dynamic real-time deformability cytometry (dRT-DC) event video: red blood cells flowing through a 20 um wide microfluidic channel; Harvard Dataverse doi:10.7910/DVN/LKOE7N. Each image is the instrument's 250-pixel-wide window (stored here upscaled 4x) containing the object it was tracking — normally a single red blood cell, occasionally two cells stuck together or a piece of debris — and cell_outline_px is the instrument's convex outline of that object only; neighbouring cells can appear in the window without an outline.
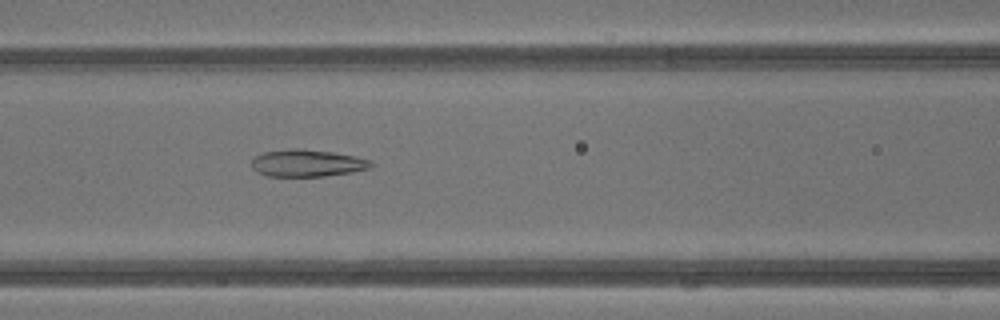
{"species": "common noctule bat (a hibernating species)", "species_latin": "Nyctalus noctula", "temperature_condition": "warm", "stored_images_in_passage": 38, "camera_frame_rate_fps": 3000, "um_per_image_px": 0.085, "animal": {"sex": "male", "body_mass_g": 13.3}, "frame": {"image": 1, "passage_image": 14, "time_ms": 4.333, "image_size_px": [1000, 320], "cell_outline_px": [[376, 164], [372, 168], [352, 172], [324, 176], [268, 176], [256, 172], [252, 168], [252, 160], [256, 156], [264, 152], [288, 148], [300, 148], [332, 152], [356, 156], [372, 160]], "centroid_in_image_um": [26.16, 13.86], "position_along_channel_um": 140.4, "area_um2": 19.13}}
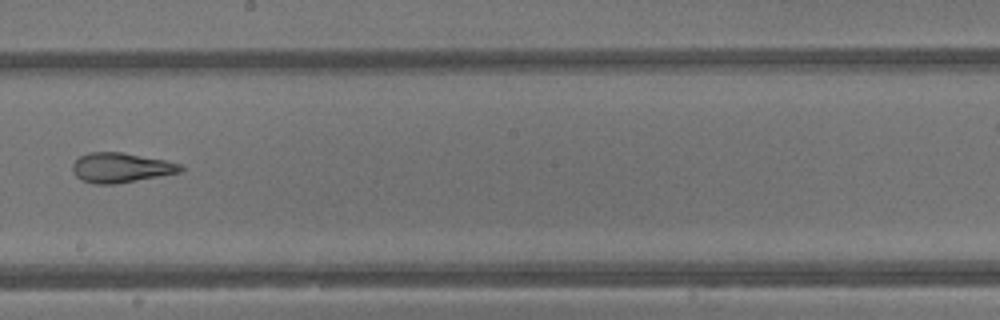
{"frame": {"image": 2, "passage_image": 20, "time_ms": 6.333, "image_size_px": [1000, 320], "cell_outline_px": [[184, 168], [180, 172], [116, 184], [92, 184], [80, 180], [72, 172], [72, 164], [80, 156], [88, 152], [120, 152], [164, 160], [184, 164]], "centroid_in_image_um": [10.25, 14.26], "position_along_channel_um": 238.0, "area_um2": 18.79}}
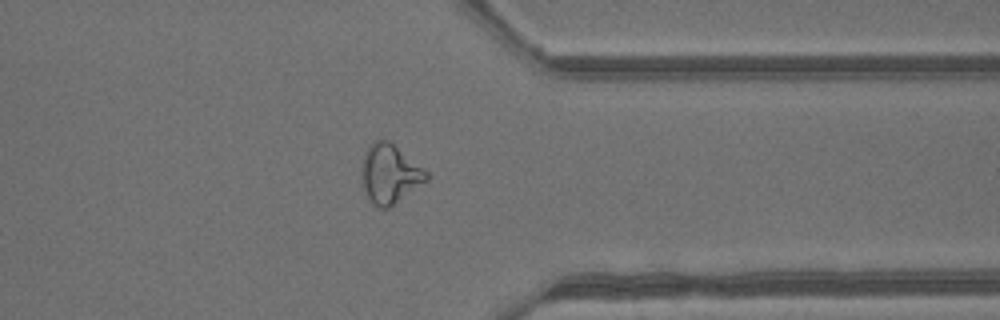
{"frame": {"image": 3, "passage_image": 29, "time_ms": 9.333, "image_size_px": [1000, 320], "cell_outline_px": [[428, 180], [388, 208], [380, 208], [372, 204], [364, 192], [360, 176], [364, 156], [368, 148], [376, 140], [388, 140], [428, 172]], "centroid_in_image_um": [33.11, 14.81], "position_along_channel_um": 378.3, "area_um2": 22.02}, "authors_computed_cell_mechanics": {"area_um2": 22.253, "velocity_mm_per_s": 4.8791, "shape_relaxation_time_tau1_ms": null, "shape_relaxation_time_tau2_ms": 1.8695, "deformation_change_tau1": null, "deformation_change_tau2": 0.0924}}